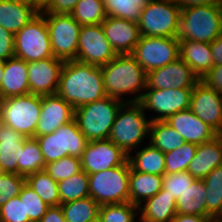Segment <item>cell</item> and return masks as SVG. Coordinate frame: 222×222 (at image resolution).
<instances>
[{
    "label": "cell",
    "mask_w": 222,
    "mask_h": 222,
    "mask_svg": "<svg viewBox=\"0 0 222 222\" xmlns=\"http://www.w3.org/2000/svg\"><path fill=\"white\" fill-rule=\"evenodd\" d=\"M57 94L74 109L106 97L101 66L77 60L65 61Z\"/></svg>",
    "instance_id": "obj_1"
},
{
    "label": "cell",
    "mask_w": 222,
    "mask_h": 222,
    "mask_svg": "<svg viewBox=\"0 0 222 222\" xmlns=\"http://www.w3.org/2000/svg\"><path fill=\"white\" fill-rule=\"evenodd\" d=\"M101 70L105 93L108 97L123 102L141 100L146 89V72L131 54L117 55L101 66ZM132 94L134 96H131ZM124 95L131 97L125 100Z\"/></svg>",
    "instance_id": "obj_2"
},
{
    "label": "cell",
    "mask_w": 222,
    "mask_h": 222,
    "mask_svg": "<svg viewBox=\"0 0 222 222\" xmlns=\"http://www.w3.org/2000/svg\"><path fill=\"white\" fill-rule=\"evenodd\" d=\"M139 102H124L119 108L108 139L127 155L149 138L150 120Z\"/></svg>",
    "instance_id": "obj_3"
},
{
    "label": "cell",
    "mask_w": 222,
    "mask_h": 222,
    "mask_svg": "<svg viewBox=\"0 0 222 222\" xmlns=\"http://www.w3.org/2000/svg\"><path fill=\"white\" fill-rule=\"evenodd\" d=\"M222 33V4L194 6L181 11L176 38L213 42Z\"/></svg>",
    "instance_id": "obj_4"
},
{
    "label": "cell",
    "mask_w": 222,
    "mask_h": 222,
    "mask_svg": "<svg viewBox=\"0 0 222 222\" xmlns=\"http://www.w3.org/2000/svg\"><path fill=\"white\" fill-rule=\"evenodd\" d=\"M123 103L119 99L106 96L75 109L74 119L88 142L108 139L117 112Z\"/></svg>",
    "instance_id": "obj_5"
},
{
    "label": "cell",
    "mask_w": 222,
    "mask_h": 222,
    "mask_svg": "<svg viewBox=\"0 0 222 222\" xmlns=\"http://www.w3.org/2000/svg\"><path fill=\"white\" fill-rule=\"evenodd\" d=\"M42 109V96L26 94L0 100L1 123L27 138H35Z\"/></svg>",
    "instance_id": "obj_6"
},
{
    "label": "cell",
    "mask_w": 222,
    "mask_h": 222,
    "mask_svg": "<svg viewBox=\"0 0 222 222\" xmlns=\"http://www.w3.org/2000/svg\"><path fill=\"white\" fill-rule=\"evenodd\" d=\"M130 164L88 175L89 193L100 206L129 202Z\"/></svg>",
    "instance_id": "obj_7"
},
{
    "label": "cell",
    "mask_w": 222,
    "mask_h": 222,
    "mask_svg": "<svg viewBox=\"0 0 222 222\" xmlns=\"http://www.w3.org/2000/svg\"><path fill=\"white\" fill-rule=\"evenodd\" d=\"M35 139L39 143L45 164L66 156L81 158L88 143L75 119L60 126L53 133L38 136Z\"/></svg>",
    "instance_id": "obj_8"
},
{
    "label": "cell",
    "mask_w": 222,
    "mask_h": 222,
    "mask_svg": "<svg viewBox=\"0 0 222 222\" xmlns=\"http://www.w3.org/2000/svg\"><path fill=\"white\" fill-rule=\"evenodd\" d=\"M180 14L175 0H150L137 22L141 36L176 37Z\"/></svg>",
    "instance_id": "obj_9"
},
{
    "label": "cell",
    "mask_w": 222,
    "mask_h": 222,
    "mask_svg": "<svg viewBox=\"0 0 222 222\" xmlns=\"http://www.w3.org/2000/svg\"><path fill=\"white\" fill-rule=\"evenodd\" d=\"M14 55L25 62L54 56L45 16L41 12L15 34Z\"/></svg>",
    "instance_id": "obj_10"
},
{
    "label": "cell",
    "mask_w": 222,
    "mask_h": 222,
    "mask_svg": "<svg viewBox=\"0 0 222 222\" xmlns=\"http://www.w3.org/2000/svg\"><path fill=\"white\" fill-rule=\"evenodd\" d=\"M42 14L54 57L63 61L76 60L81 25L70 14Z\"/></svg>",
    "instance_id": "obj_11"
},
{
    "label": "cell",
    "mask_w": 222,
    "mask_h": 222,
    "mask_svg": "<svg viewBox=\"0 0 222 222\" xmlns=\"http://www.w3.org/2000/svg\"><path fill=\"white\" fill-rule=\"evenodd\" d=\"M131 55L147 73L178 59L180 43L176 37L141 36Z\"/></svg>",
    "instance_id": "obj_12"
},
{
    "label": "cell",
    "mask_w": 222,
    "mask_h": 222,
    "mask_svg": "<svg viewBox=\"0 0 222 222\" xmlns=\"http://www.w3.org/2000/svg\"><path fill=\"white\" fill-rule=\"evenodd\" d=\"M193 88L157 89L146 88L139 103L144 112L156 113L150 121H165L171 115L190 109Z\"/></svg>",
    "instance_id": "obj_13"
},
{
    "label": "cell",
    "mask_w": 222,
    "mask_h": 222,
    "mask_svg": "<svg viewBox=\"0 0 222 222\" xmlns=\"http://www.w3.org/2000/svg\"><path fill=\"white\" fill-rule=\"evenodd\" d=\"M117 56L105 37L101 24L81 26L76 60L86 64L103 66Z\"/></svg>",
    "instance_id": "obj_14"
},
{
    "label": "cell",
    "mask_w": 222,
    "mask_h": 222,
    "mask_svg": "<svg viewBox=\"0 0 222 222\" xmlns=\"http://www.w3.org/2000/svg\"><path fill=\"white\" fill-rule=\"evenodd\" d=\"M82 170L90 175L124 165L128 155L109 139L90 141L80 158Z\"/></svg>",
    "instance_id": "obj_15"
},
{
    "label": "cell",
    "mask_w": 222,
    "mask_h": 222,
    "mask_svg": "<svg viewBox=\"0 0 222 222\" xmlns=\"http://www.w3.org/2000/svg\"><path fill=\"white\" fill-rule=\"evenodd\" d=\"M199 81L191 67L180 57L146 73V88H194Z\"/></svg>",
    "instance_id": "obj_16"
},
{
    "label": "cell",
    "mask_w": 222,
    "mask_h": 222,
    "mask_svg": "<svg viewBox=\"0 0 222 222\" xmlns=\"http://www.w3.org/2000/svg\"><path fill=\"white\" fill-rule=\"evenodd\" d=\"M190 110L222 135V95L199 81L193 88Z\"/></svg>",
    "instance_id": "obj_17"
},
{
    "label": "cell",
    "mask_w": 222,
    "mask_h": 222,
    "mask_svg": "<svg viewBox=\"0 0 222 222\" xmlns=\"http://www.w3.org/2000/svg\"><path fill=\"white\" fill-rule=\"evenodd\" d=\"M64 62L54 56L27 62L30 93L40 96L56 94Z\"/></svg>",
    "instance_id": "obj_18"
},
{
    "label": "cell",
    "mask_w": 222,
    "mask_h": 222,
    "mask_svg": "<svg viewBox=\"0 0 222 222\" xmlns=\"http://www.w3.org/2000/svg\"><path fill=\"white\" fill-rule=\"evenodd\" d=\"M75 117V109L57 93L42 96V109L35 129V138L53 133Z\"/></svg>",
    "instance_id": "obj_19"
},
{
    "label": "cell",
    "mask_w": 222,
    "mask_h": 222,
    "mask_svg": "<svg viewBox=\"0 0 222 222\" xmlns=\"http://www.w3.org/2000/svg\"><path fill=\"white\" fill-rule=\"evenodd\" d=\"M101 25L105 37L110 42L117 55L133 53L141 37L136 22L107 16Z\"/></svg>",
    "instance_id": "obj_20"
},
{
    "label": "cell",
    "mask_w": 222,
    "mask_h": 222,
    "mask_svg": "<svg viewBox=\"0 0 222 222\" xmlns=\"http://www.w3.org/2000/svg\"><path fill=\"white\" fill-rule=\"evenodd\" d=\"M165 122L179 133L185 142L194 143L196 145L210 141L218 135L190 109L179 111L171 115Z\"/></svg>",
    "instance_id": "obj_21"
},
{
    "label": "cell",
    "mask_w": 222,
    "mask_h": 222,
    "mask_svg": "<svg viewBox=\"0 0 222 222\" xmlns=\"http://www.w3.org/2000/svg\"><path fill=\"white\" fill-rule=\"evenodd\" d=\"M222 165V135L197 146L187 172L195 179L203 180L213 169Z\"/></svg>",
    "instance_id": "obj_22"
},
{
    "label": "cell",
    "mask_w": 222,
    "mask_h": 222,
    "mask_svg": "<svg viewBox=\"0 0 222 222\" xmlns=\"http://www.w3.org/2000/svg\"><path fill=\"white\" fill-rule=\"evenodd\" d=\"M26 139L23 134L0 123V165L4 172L20 175V156Z\"/></svg>",
    "instance_id": "obj_23"
},
{
    "label": "cell",
    "mask_w": 222,
    "mask_h": 222,
    "mask_svg": "<svg viewBox=\"0 0 222 222\" xmlns=\"http://www.w3.org/2000/svg\"><path fill=\"white\" fill-rule=\"evenodd\" d=\"M30 93L27 62L13 57L5 61L0 100Z\"/></svg>",
    "instance_id": "obj_24"
},
{
    "label": "cell",
    "mask_w": 222,
    "mask_h": 222,
    "mask_svg": "<svg viewBox=\"0 0 222 222\" xmlns=\"http://www.w3.org/2000/svg\"><path fill=\"white\" fill-rule=\"evenodd\" d=\"M176 214V200L163 188L139 205L140 222H171Z\"/></svg>",
    "instance_id": "obj_25"
},
{
    "label": "cell",
    "mask_w": 222,
    "mask_h": 222,
    "mask_svg": "<svg viewBox=\"0 0 222 222\" xmlns=\"http://www.w3.org/2000/svg\"><path fill=\"white\" fill-rule=\"evenodd\" d=\"M179 43L180 58L201 79L214 66L210 43L192 40H180Z\"/></svg>",
    "instance_id": "obj_26"
},
{
    "label": "cell",
    "mask_w": 222,
    "mask_h": 222,
    "mask_svg": "<svg viewBox=\"0 0 222 222\" xmlns=\"http://www.w3.org/2000/svg\"><path fill=\"white\" fill-rule=\"evenodd\" d=\"M163 186V176L137 172L130 167L129 202L139 206L153 197Z\"/></svg>",
    "instance_id": "obj_27"
},
{
    "label": "cell",
    "mask_w": 222,
    "mask_h": 222,
    "mask_svg": "<svg viewBox=\"0 0 222 222\" xmlns=\"http://www.w3.org/2000/svg\"><path fill=\"white\" fill-rule=\"evenodd\" d=\"M37 14L38 12L31 6L11 0H0V26L14 35Z\"/></svg>",
    "instance_id": "obj_28"
},
{
    "label": "cell",
    "mask_w": 222,
    "mask_h": 222,
    "mask_svg": "<svg viewBox=\"0 0 222 222\" xmlns=\"http://www.w3.org/2000/svg\"><path fill=\"white\" fill-rule=\"evenodd\" d=\"M135 155H133V154ZM130 167L137 171L153 175L165 174L164 152L153 147L150 143L138 148L128 155Z\"/></svg>",
    "instance_id": "obj_29"
},
{
    "label": "cell",
    "mask_w": 222,
    "mask_h": 222,
    "mask_svg": "<svg viewBox=\"0 0 222 222\" xmlns=\"http://www.w3.org/2000/svg\"><path fill=\"white\" fill-rule=\"evenodd\" d=\"M206 186L195 179L176 201L177 214L206 216Z\"/></svg>",
    "instance_id": "obj_30"
},
{
    "label": "cell",
    "mask_w": 222,
    "mask_h": 222,
    "mask_svg": "<svg viewBox=\"0 0 222 222\" xmlns=\"http://www.w3.org/2000/svg\"><path fill=\"white\" fill-rule=\"evenodd\" d=\"M148 139L153 147L164 153L173 151L185 143L183 137L165 121L150 122Z\"/></svg>",
    "instance_id": "obj_31"
},
{
    "label": "cell",
    "mask_w": 222,
    "mask_h": 222,
    "mask_svg": "<svg viewBox=\"0 0 222 222\" xmlns=\"http://www.w3.org/2000/svg\"><path fill=\"white\" fill-rule=\"evenodd\" d=\"M206 186V216H222V165L213 169L204 179Z\"/></svg>",
    "instance_id": "obj_32"
},
{
    "label": "cell",
    "mask_w": 222,
    "mask_h": 222,
    "mask_svg": "<svg viewBox=\"0 0 222 222\" xmlns=\"http://www.w3.org/2000/svg\"><path fill=\"white\" fill-rule=\"evenodd\" d=\"M26 183L32 187L38 196L49 206L60 205L58 182L44 170L30 174L26 177Z\"/></svg>",
    "instance_id": "obj_33"
},
{
    "label": "cell",
    "mask_w": 222,
    "mask_h": 222,
    "mask_svg": "<svg viewBox=\"0 0 222 222\" xmlns=\"http://www.w3.org/2000/svg\"><path fill=\"white\" fill-rule=\"evenodd\" d=\"M60 206L66 222H87L99 216L100 205L90 196Z\"/></svg>",
    "instance_id": "obj_34"
},
{
    "label": "cell",
    "mask_w": 222,
    "mask_h": 222,
    "mask_svg": "<svg viewBox=\"0 0 222 222\" xmlns=\"http://www.w3.org/2000/svg\"><path fill=\"white\" fill-rule=\"evenodd\" d=\"M60 203L79 200L90 196L88 174L83 170L58 182Z\"/></svg>",
    "instance_id": "obj_35"
},
{
    "label": "cell",
    "mask_w": 222,
    "mask_h": 222,
    "mask_svg": "<svg viewBox=\"0 0 222 222\" xmlns=\"http://www.w3.org/2000/svg\"><path fill=\"white\" fill-rule=\"evenodd\" d=\"M70 15L81 26L102 24L107 17L103 0H80Z\"/></svg>",
    "instance_id": "obj_36"
},
{
    "label": "cell",
    "mask_w": 222,
    "mask_h": 222,
    "mask_svg": "<svg viewBox=\"0 0 222 222\" xmlns=\"http://www.w3.org/2000/svg\"><path fill=\"white\" fill-rule=\"evenodd\" d=\"M150 0H103L107 16L138 22Z\"/></svg>",
    "instance_id": "obj_37"
},
{
    "label": "cell",
    "mask_w": 222,
    "mask_h": 222,
    "mask_svg": "<svg viewBox=\"0 0 222 222\" xmlns=\"http://www.w3.org/2000/svg\"><path fill=\"white\" fill-rule=\"evenodd\" d=\"M45 160L39 143L35 138H27L20 156V175L27 177L30 174L44 170Z\"/></svg>",
    "instance_id": "obj_38"
},
{
    "label": "cell",
    "mask_w": 222,
    "mask_h": 222,
    "mask_svg": "<svg viewBox=\"0 0 222 222\" xmlns=\"http://www.w3.org/2000/svg\"><path fill=\"white\" fill-rule=\"evenodd\" d=\"M196 144L185 142L181 147L164 153L165 174L187 171L191 160L195 156Z\"/></svg>",
    "instance_id": "obj_39"
},
{
    "label": "cell",
    "mask_w": 222,
    "mask_h": 222,
    "mask_svg": "<svg viewBox=\"0 0 222 222\" xmlns=\"http://www.w3.org/2000/svg\"><path fill=\"white\" fill-rule=\"evenodd\" d=\"M139 206L130 202L102 205L99 208V217L102 222H136Z\"/></svg>",
    "instance_id": "obj_40"
},
{
    "label": "cell",
    "mask_w": 222,
    "mask_h": 222,
    "mask_svg": "<svg viewBox=\"0 0 222 222\" xmlns=\"http://www.w3.org/2000/svg\"><path fill=\"white\" fill-rule=\"evenodd\" d=\"M19 197L24 199L25 218L30 222H40L50 206L27 183L21 188Z\"/></svg>",
    "instance_id": "obj_41"
},
{
    "label": "cell",
    "mask_w": 222,
    "mask_h": 222,
    "mask_svg": "<svg viewBox=\"0 0 222 222\" xmlns=\"http://www.w3.org/2000/svg\"><path fill=\"white\" fill-rule=\"evenodd\" d=\"M81 170L80 158L73 156H66L60 160L47 163L44 168V171L57 182L65 180Z\"/></svg>",
    "instance_id": "obj_42"
},
{
    "label": "cell",
    "mask_w": 222,
    "mask_h": 222,
    "mask_svg": "<svg viewBox=\"0 0 222 222\" xmlns=\"http://www.w3.org/2000/svg\"><path fill=\"white\" fill-rule=\"evenodd\" d=\"M194 180L195 178L187 171L164 174L162 188L167 190V193L171 196V198H174L177 201L184 191L191 186Z\"/></svg>",
    "instance_id": "obj_43"
},
{
    "label": "cell",
    "mask_w": 222,
    "mask_h": 222,
    "mask_svg": "<svg viewBox=\"0 0 222 222\" xmlns=\"http://www.w3.org/2000/svg\"><path fill=\"white\" fill-rule=\"evenodd\" d=\"M26 177L14 173L0 174V207L11 198L18 197Z\"/></svg>",
    "instance_id": "obj_44"
},
{
    "label": "cell",
    "mask_w": 222,
    "mask_h": 222,
    "mask_svg": "<svg viewBox=\"0 0 222 222\" xmlns=\"http://www.w3.org/2000/svg\"><path fill=\"white\" fill-rule=\"evenodd\" d=\"M0 220L2 222H30L25 218L24 199L11 198L0 207Z\"/></svg>",
    "instance_id": "obj_45"
},
{
    "label": "cell",
    "mask_w": 222,
    "mask_h": 222,
    "mask_svg": "<svg viewBox=\"0 0 222 222\" xmlns=\"http://www.w3.org/2000/svg\"><path fill=\"white\" fill-rule=\"evenodd\" d=\"M15 35L0 26V59L8 60L14 55Z\"/></svg>",
    "instance_id": "obj_46"
},
{
    "label": "cell",
    "mask_w": 222,
    "mask_h": 222,
    "mask_svg": "<svg viewBox=\"0 0 222 222\" xmlns=\"http://www.w3.org/2000/svg\"><path fill=\"white\" fill-rule=\"evenodd\" d=\"M200 81L222 95V64L214 65Z\"/></svg>",
    "instance_id": "obj_47"
},
{
    "label": "cell",
    "mask_w": 222,
    "mask_h": 222,
    "mask_svg": "<svg viewBox=\"0 0 222 222\" xmlns=\"http://www.w3.org/2000/svg\"><path fill=\"white\" fill-rule=\"evenodd\" d=\"M80 0H52L41 13L71 14Z\"/></svg>",
    "instance_id": "obj_48"
},
{
    "label": "cell",
    "mask_w": 222,
    "mask_h": 222,
    "mask_svg": "<svg viewBox=\"0 0 222 222\" xmlns=\"http://www.w3.org/2000/svg\"><path fill=\"white\" fill-rule=\"evenodd\" d=\"M40 222H66L61 206H50Z\"/></svg>",
    "instance_id": "obj_49"
},
{
    "label": "cell",
    "mask_w": 222,
    "mask_h": 222,
    "mask_svg": "<svg viewBox=\"0 0 222 222\" xmlns=\"http://www.w3.org/2000/svg\"><path fill=\"white\" fill-rule=\"evenodd\" d=\"M181 11L194 6L222 4V0H175Z\"/></svg>",
    "instance_id": "obj_50"
},
{
    "label": "cell",
    "mask_w": 222,
    "mask_h": 222,
    "mask_svg": "<svg viewBox=\"0 0 222 222\" xmlns=\"http://www.w3.org/2000/svg\"><path fill=\"white\" fill-rule=\"evenodd\" d=\"M214 65L222 64V33L210 43Z\"/></svg>",
    "instance_id": "obj_51"
},
{
    "label": "cell",
    "mask_w": 222,
    "mask_h": 222,
    "mask_svg": "<svg viewBox=\"0 0 222 222\" xmlns=\"http://www.w3.org/2000/svg\"><path fill=\"white\" fill-rule=\"evenodd\" d=\"M210 218L202 215L176 214L171 222H208Z\"/></svg>",
    "instance_id": "obj_52"
},
{
    "label": "cell",
    "mask_w": 222,
    "mask_h": 222,
    "mask_svg": "<svg viewBox=\"0 0 222 222\" xmlns=\"http://www.w3.org/2000/svg\"><path fill=\"white\" fill-rule=\"evenodd\" d=\"M52 0H36V11L40 13L42 10H44Z\"/></svg>",
    "instance_id": "obj_53"
},
{
    "label": "cell",
    "mask_w": 222,
    "mask_h": 222,
    "mask_svg": "<svg viewBox=\"0 0 222 222\" xmlns=\"http://www.w3.org/2000/svg\"><path fill=\"white\" fill-rule=\"evenodd\" d=\"M14 1L16 3H20V4H24L27 6H31L36 10V0H11Z\"/></svg>",
    "instance_id": "obj_54"
},
{
    "label": "cell",
    "mask_w": 222,
    "mask_h": 222,
    "mask_svg": "<svg viewBox=\"0 0 222 222\" xmlns=\"http://www.w3.org/2000/svg\"><path fill=\"white\" fill-rule=\"evenodd\" d=\"M4 66H5V61L0 59V88H1L2 78L4 76Z\"/></svg>",
    "instance_id": "obj_55"
},
{
    "label": "cell",
    "mask_w": 222,
    "mask_h": 222,
    "mask_svg": "<svg viewBox=\"0 0 222 222\" xmlns=\"http://www.w3.org/2000/svg\"><path fill=\"white\" fill-rule=\"evenodd\" d=\"M208 222H222V216L211 217Z\"/></svg>",
    "instance_id": "obj_56"
},
{
    "label": "cell",
    "mask_w": 222,
    "mask_h": 222,
    "mask_svg": "<svg viewBox=\"0 0 222 222\" xmlns=\"http://www.w3.org/2000/svg\"><path fill=\"white\" fill-rule=\"evenodd\" d=\"M87 222H102L101 218L99 216H97L96 218L89 220Z\"/></svg>",
    "instance_id": "obj_57"
},
{
    "label": "cell",
    "mask_w": 222,
    "mask_h": 222,
    "mask_svg": "<svg viewBox=\"0 0 222 222\" xmlns=\"http://www.w3.org/2000/svg\"><path fill=\"white\" fill-rule=\"evenodd\" d=\"M2 173H4V171L2 170L1 165H0V174Z\"/></svg>",
    "instance_id": "obj_58"
}]
</instances>
